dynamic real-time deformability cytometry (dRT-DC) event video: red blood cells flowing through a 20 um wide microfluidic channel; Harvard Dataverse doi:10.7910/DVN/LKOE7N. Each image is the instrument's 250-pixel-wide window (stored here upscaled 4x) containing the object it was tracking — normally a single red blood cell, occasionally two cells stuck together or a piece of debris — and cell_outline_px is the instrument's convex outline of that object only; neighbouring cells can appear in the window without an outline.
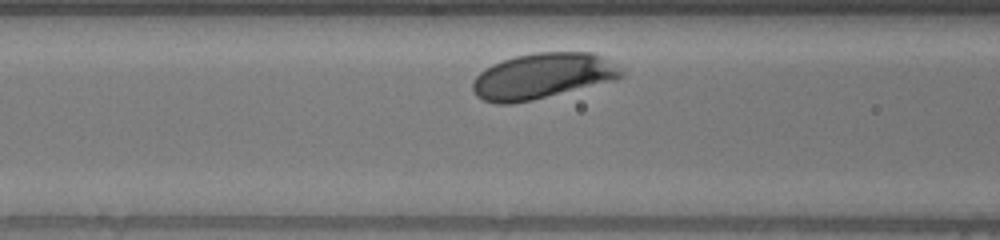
{"species": "human", "species_latin": "Homo sapiens", "temperature_condition": "warm", "stored_images_in_passage": 28, "camera_frame_rate_fps": 3000, "um_per_image_px": 0.085, "donor": {"sex": "male"}, "frame": {"image": 1, "passage_image": 6, "time_ms": 1.667, "image_size_px": [1000, 240], "cell_outline_px": [[624, 76], [616, 80], [532, 100], [512, 104], [496, 104], [484, 100], [476, 96], [472, 88], [472, 80], [484, 68], [492, 64], [516, 56], [536, 52], [596, 52], [616, 64], [624, 72]], "centroid_in_image_um": [46.12, 6.46], "position_along_channel_um": 120.5, "area_um2": 39.77}}
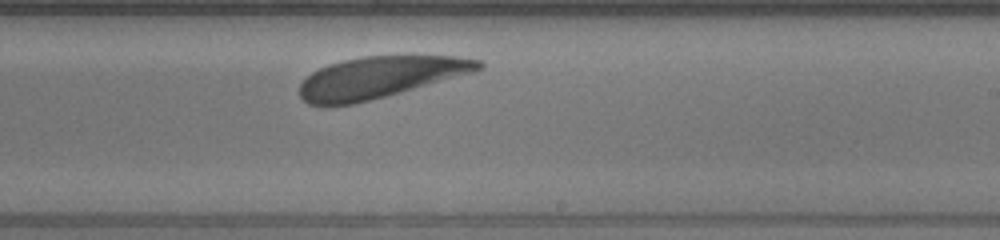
{"frame": {"image": 2, "passage_image": 18, "time_ms": 5.667, "image_size_px": [1000, 240], "cell_outline_px": [[484, 68], [476, 72], [400, 92], [352, 104], [328, 108], [324, 108], [308, 104], [300, 96], [300, 84], [312, 72], [328, 64], [360, 56], [456, 56], [480, 60], [484, 64]], "centroid_in_image_um": [32.28, 6.58], "position_along_channel_um": 256.7, "area_um2": 43.41}}
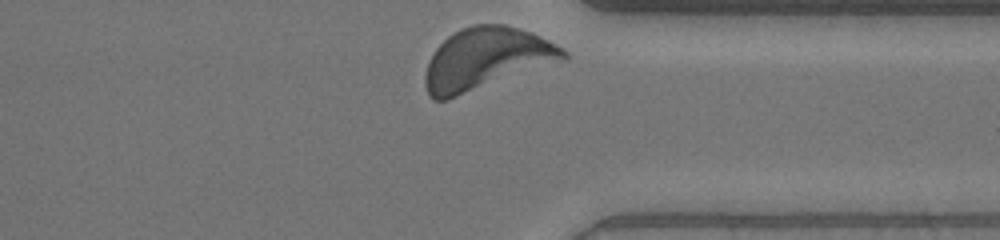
{"frame": {"image": 3, "passage_image": 28, "time_ms": 9.0, "image_size_px": [1000, 240], "cell_outline_px": [[568, 60], [448, 100], [432, 100], [428, 96], [424, 84], [424, 76], [428, 60], [436, 48], [448, 36], [460, 28], [472, 24], [504, 24], [520, 28], [548, 40], [568, 52]], "centroid_in_image_um": [41.33, 5.02], "position_along_channel_um": 370.1, "area_um2": 50.52}}